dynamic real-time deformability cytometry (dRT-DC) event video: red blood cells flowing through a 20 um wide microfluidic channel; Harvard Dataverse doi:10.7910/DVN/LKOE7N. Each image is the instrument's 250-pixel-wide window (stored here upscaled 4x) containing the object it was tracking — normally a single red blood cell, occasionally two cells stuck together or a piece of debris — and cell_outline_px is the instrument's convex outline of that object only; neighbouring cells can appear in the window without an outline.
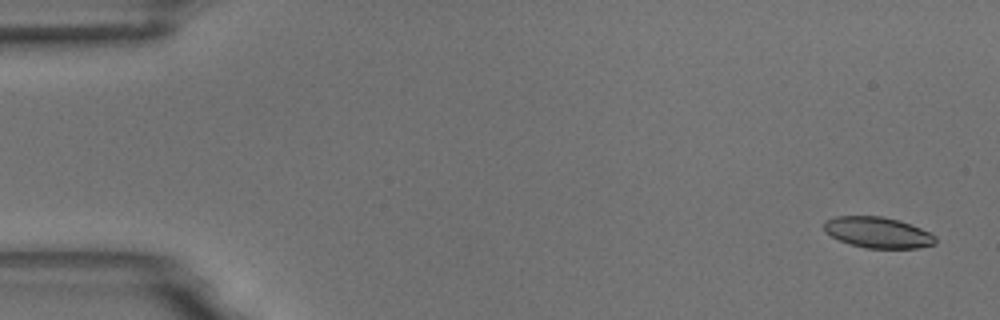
{"species": "common noctule bat (a hibernating species)", "species_latin": "Nyctalus noctula", "temperature_condition": "room temperature", "stored_images_in_passage": 5, "camera_frame_rate_fps": 3000, "um_per_image_px": 0.085, "animal": {"sex": "male", "body_mass_g": 18.8}, "frame": {"image": 1, "passage_image": 1, "time_ms": 0.0, "image_size_px": [1000, 320], "cell_outline_px": [[936, 244], [916, 248], [868, 248], [852, 244], [840, 240], [824, 232], [824, 220], [836, 216], [884, 216], [900, 220], [920, 228], [936, 236]], "centroid_in_image_um": [74.61, 19.75], "position_along_channel_um": 10.4, "area_um2": 20.06}}
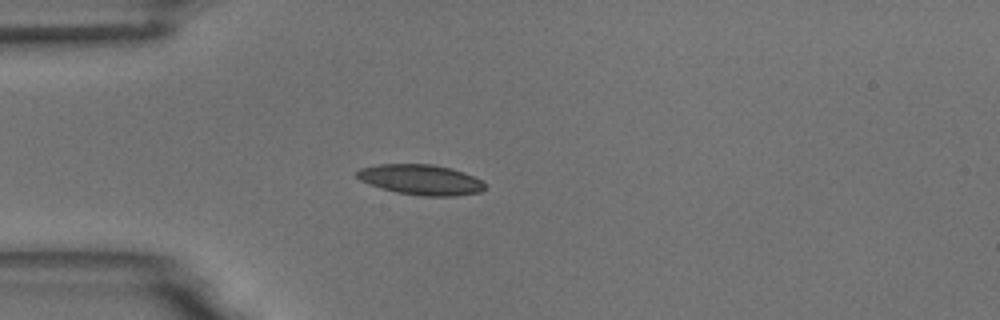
{"frame": {"image": 2, "passage_image": 4, "time_ms": 4.333, "image_size_px": [1000, 320], "cell_outline_px": [[484, 188], [480, 192], [456, 196], [420, 196], [396, 192], [368, 184], [360, 180], [356, 176], [356, 172], [360, 168], [380, 164], [432, 164], [452, 168], [464, 172], [480, 180], [484, 184]], "centroid_in_image_um": [35.75, 15.27], "position_along_channel_um": 49.3, "area_um2": 22.6}}